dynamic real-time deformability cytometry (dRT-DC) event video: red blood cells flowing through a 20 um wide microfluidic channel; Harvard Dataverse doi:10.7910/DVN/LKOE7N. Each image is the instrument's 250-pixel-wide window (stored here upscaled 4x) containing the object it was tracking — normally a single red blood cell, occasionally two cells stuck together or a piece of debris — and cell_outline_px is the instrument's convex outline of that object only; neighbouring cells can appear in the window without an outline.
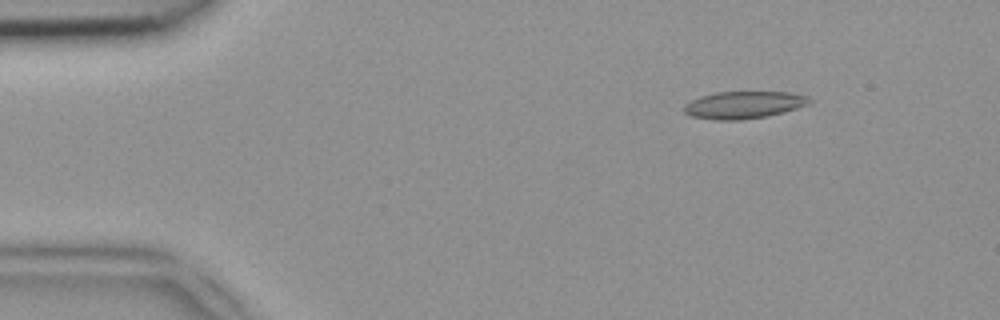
{"species": "common noctule bat (a hibernating species)", "species_latin": "Nyctalus noctula", "temperature_condition": "room temperature", "stored_images_in_passage": 45, "camera_frame_rate_fps": 3000, "um_per_image_px": 0.085, "animal": {"sex": "female", "body_mass_g": 18.4}, "frame": {"image": 1, "passage_image": 3, "time_ms": 0.667, "image_size_px": [1000, 320], "cell_outline_px": [[812, 100], [808, 104], [784, 112], [768, 116], [740, 120], [716, 120], [692, 116], [684, 112], [684, 104], [700, 96], [716, 92], [788, 92], [808, 96]], "centroid_in_image_um": [63.22, 8.92], "position_along_channel_um": 21.8, "area_um2": 19.88}}
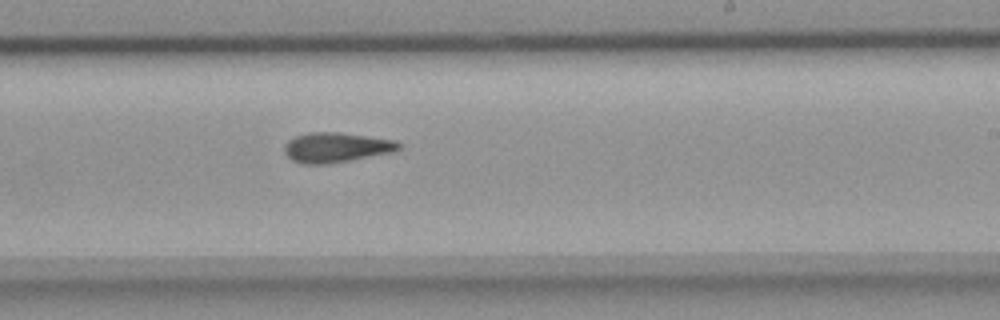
{"frame": {"image": 2, "passage_image": 26, "time_ms": 8.333, "image_size_px": [1000, 320], "cell_outline_px": [[404, 144], [400, 148], [392, 152], [328, 164], [304, 164], [292, 160], [284, 152], [284, 144], [288, 140], [296, 136], [308, 132], [340, 132], [396, 140]], "centroid_in_image_um": [28.58, 12.52], "position_along_channel_um": 260.4, "area_um2": 20.0}}
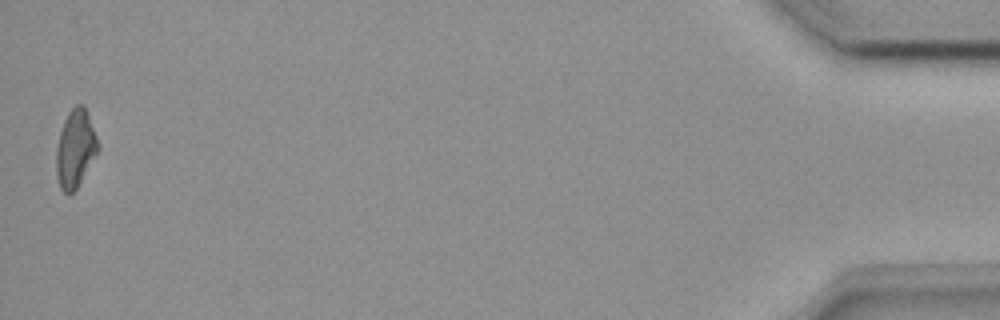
{"frame": {"image": 3, "passage_image": 45, "time_ms": 14.667, "image_size_px": [1000, 320], "cell_outline_px": [[100, 148], [76, 188], [68, 196], [60, 188], [56, 176], [56, 148], [60, 132], [64, 120], [68, 112], [76, 104], [84, 104], [96, 136]], "centroid_in_image_um": [6.39, 12.63], "position_along_channel_um": 428.8, "area_um2": 18.79}}